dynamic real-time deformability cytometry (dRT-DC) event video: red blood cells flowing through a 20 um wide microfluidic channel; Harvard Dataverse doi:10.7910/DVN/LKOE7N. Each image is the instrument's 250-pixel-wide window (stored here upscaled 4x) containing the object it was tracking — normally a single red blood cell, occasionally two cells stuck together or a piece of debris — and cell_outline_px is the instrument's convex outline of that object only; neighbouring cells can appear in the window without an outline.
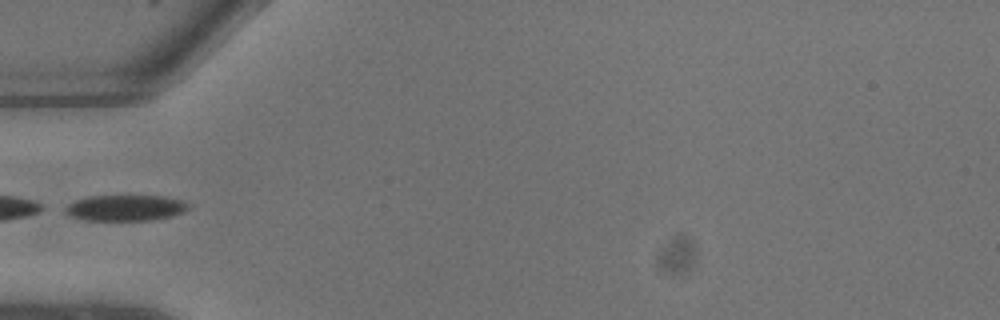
{"species": "common noctule bat (a hibernating species)", "species_latin": "Nyctalus noctula", "temperature_condition": "warm", "stored_images_in_passage": 10, "segment_of_instrument_passage": [2, 2], "camera_frame_rate_fps": 3000, "um_per_image_px": 0.085, "animal": {"sex": "male", "body_mass_g": 13.3}, "frame": {"image": 1, "passage_image": 8, "time_ms": 2.333, "image_size_px": [1000, 320], "cell_outline_px": [[192, 204], [184, 212], [172, 216], [148, 220], [84, 220], [68, 216], [60, 208], [76, 200], [88, 196], [164, 196], [184, 200]], "centroid_in_image_um": [10.64, 17.67], "position_along_channel_um": 74.4, "area_um2": 18.9}}